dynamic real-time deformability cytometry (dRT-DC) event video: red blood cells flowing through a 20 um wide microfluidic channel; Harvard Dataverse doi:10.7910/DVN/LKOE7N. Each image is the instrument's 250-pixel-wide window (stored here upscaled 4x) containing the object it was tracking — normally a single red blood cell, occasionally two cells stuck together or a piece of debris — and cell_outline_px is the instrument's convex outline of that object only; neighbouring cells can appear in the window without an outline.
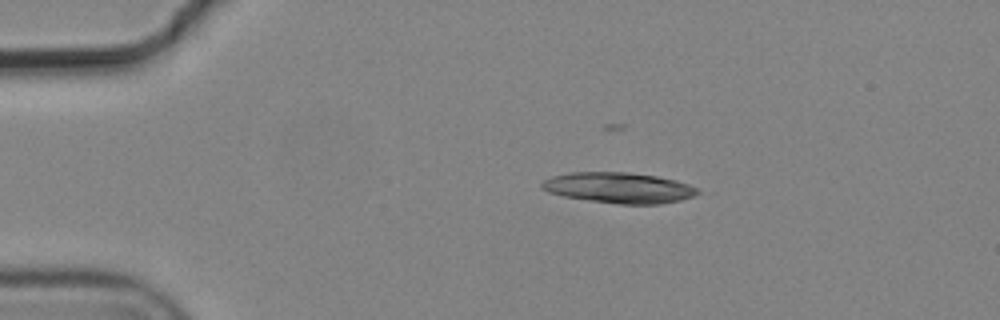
{"species": "common noctule bat (a hibernating species)", "species_latin": "Nyctalus noctula", "temperature_condition": "cold", "stored_images_in_passage": 4, "camera_frame_rate_fps": 3000, "um_per_image_px": 0.085, "animal": {"sex": "male", "body_mass_g": 19.2, "forearm_length_mm": 51.8}, "frame": {"image": 1, "passage_image": 3, "time_ms": 0.667, "image_size_px": [1000, 320], "cell_outline_px": [[700, 192], [692, 196], [680, 200], [660, 204], [616, 204], [588, 200], [564, 196], [548, 192], [540, 188], [540, 184], [544, 180], [552, 176], [572, 172], [628, 172], [656, 176], [676, 180], [688, 184], [696, 188]], "centroid_in_image_um": [52.57, 15.96], "position_along_channel_um": 32.4, "area_um2": 27.8}}